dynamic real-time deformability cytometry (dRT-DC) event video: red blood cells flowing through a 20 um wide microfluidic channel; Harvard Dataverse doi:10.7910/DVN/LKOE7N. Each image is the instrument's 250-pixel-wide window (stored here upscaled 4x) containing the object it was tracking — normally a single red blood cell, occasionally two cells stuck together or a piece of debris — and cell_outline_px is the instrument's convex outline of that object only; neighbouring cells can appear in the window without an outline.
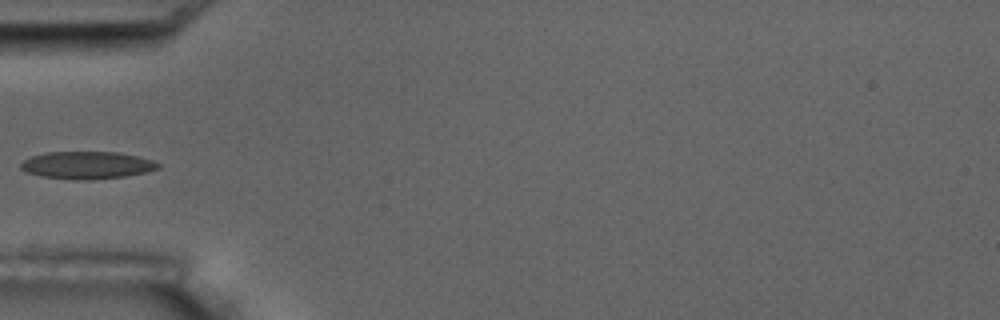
{"species": "common noctule bat (a hibernating species)", "species_latin": "Nyctalus noctula", "temperature_condition": "room temperature", "stored_images_in_passage": 4, "camera_frame_rate_fps": 3000, "um_per_image_px": 0.085, "animal": {"sex": "male", "body_mass_g": 17.5, "forearm_length_mm": 52.3}, "frame": {"image": 1, "passage_image": 4, "time_ms": 4.0, "image_size_px": [1000, 320], "cell_outline_px": [[160, 168], [144, 172], [124, 176], [88, 180], [76, 180], [40, 176], [28, 172], [20, 168], [20, 164], [24, 160], [32, 156], [48, 152], [116, 152], [156, 160], [160, 164]], "centroid_in_image_um": [7.41, 14.04], "position_along_channel_um": 77.6, "area_um2": 21.85}}